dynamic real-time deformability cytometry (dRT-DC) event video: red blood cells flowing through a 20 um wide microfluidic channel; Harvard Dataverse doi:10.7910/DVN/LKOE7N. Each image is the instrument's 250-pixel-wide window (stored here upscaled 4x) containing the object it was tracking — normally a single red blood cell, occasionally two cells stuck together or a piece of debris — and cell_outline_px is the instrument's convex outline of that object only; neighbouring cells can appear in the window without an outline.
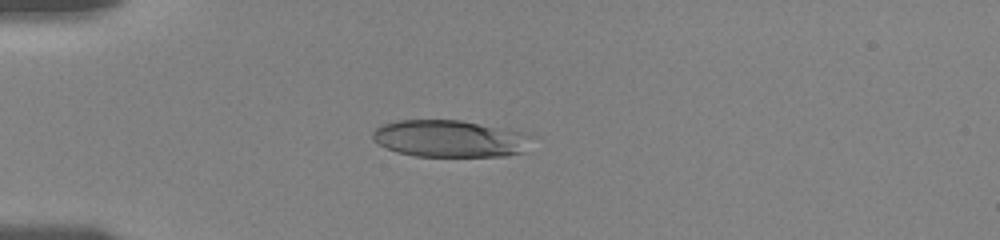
{"species": "human", "species_latin": "Homo sapiens", "temperature_condition": "room temperature", "stored_images_in_passage": 11, "camera_frame_rate_fps": 3000, "um_per_image_px": 0.085, "donor": {"sex": "female"}, "frame": {"image": 1, "passage_image": 8, "time_ms": 5.0, "image_size_px": [1000, 240], "cell_outline_px": [[536, 136], [524, 152], [504, 156], [416, 156], [396, 152], [372, 140], [372, 132], [380, 124], [396, 120], [460, 120], [524, 132]], "centroid_in_image_um": [38.26, 11.78], "position_along_channel_um": 46.7, "area_um2": 34.62}}
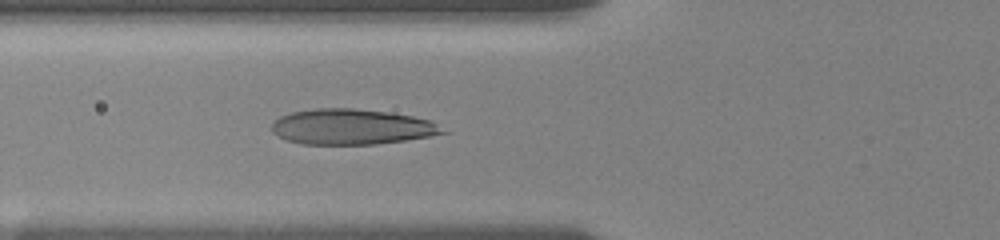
{"frame": {"image": 2, "passage_image": 11, "time_ms": 7.0, "image_size_px": [1000, 240], "cell_outline_px": [[452, 132], [432, 136], [376, 144], [300, 144], [276, 136], [272, 132], [272, 124], [280, 116], [292, 112], [316, 108], [352, 108], [388, 112], [412, 116], [428, 120]], "centroid_in_image_um": [29.9, 10.78], "position_along_channel_um": 95.9, "area_um2": 35.37}}